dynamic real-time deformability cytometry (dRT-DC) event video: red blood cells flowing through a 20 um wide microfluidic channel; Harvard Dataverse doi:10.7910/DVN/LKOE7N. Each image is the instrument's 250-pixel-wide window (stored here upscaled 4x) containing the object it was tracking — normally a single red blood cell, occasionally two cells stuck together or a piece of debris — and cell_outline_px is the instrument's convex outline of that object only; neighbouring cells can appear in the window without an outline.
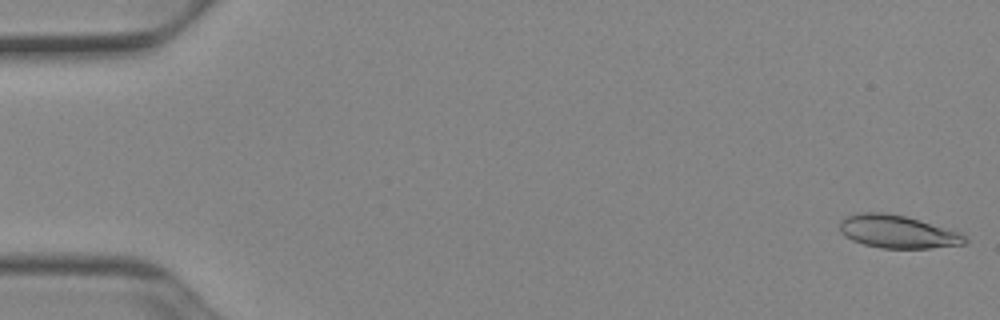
{"species": "Egyptian fruit bat (a non-hibernating species)", "species_latin": "Rousettus aegyptiacus", "temperature_condition": "cold", "stored_images_in_passage": 8, "camera_frame_rate_fps": 3000, "um_per_image_px": 0.085, "animal": {"sex": "female"}, "frame": {"image": 1, "passage_image": 1, "time_ms": 0.0, "image_size_px": [1000, 320], "cell_outline_px": [[968, 240], [964, 244], [928, 248], [880, 248], [864, 244], [852, 240], [844, 236], [840, 232], [840, 220], [844, 216], [860, 212], [884, 212], [904, 216], [960, 232], [968, 236]], "centroid_in_image_um": [76.26, 19.69], "position_along_channel_um": 8.7, "area_um2": 24.04}}